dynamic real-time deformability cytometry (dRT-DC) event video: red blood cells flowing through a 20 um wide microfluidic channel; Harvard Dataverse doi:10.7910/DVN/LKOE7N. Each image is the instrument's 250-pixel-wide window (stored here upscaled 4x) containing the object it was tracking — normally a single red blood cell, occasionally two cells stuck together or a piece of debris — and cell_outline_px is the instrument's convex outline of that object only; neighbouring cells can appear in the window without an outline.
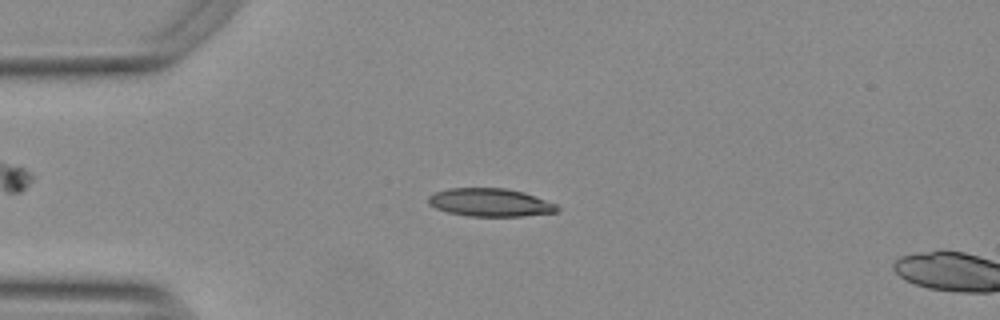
{"species": "Egyptian fruit bat (a non-hibernating species)", "species_latin": "Rousettus aegyptiacus", "temperature_condition": "warm", "stored_images_in_passage": 9, "camera_frame_rate_fps": 3000, "um_per_image_px": 0.085, "animal": {"sex": "female"}, "frame": {"image": 1, "passage_image": 7, "time_ms": 2.0, "image_size_px": [1000, 320], "cell_outline_px": [[560, 208], [556, 212], [524, 216], [468, 216], [448, 212], [436, 208], [428, 204], [428, 196], [436, 192], [448, 188], [504, 188], [524, 192], [556, 204]], "centroid_in_image_um": [41.65, 17.21], "position_along_channel_um": 43.3, "area_um2": 21.04}}